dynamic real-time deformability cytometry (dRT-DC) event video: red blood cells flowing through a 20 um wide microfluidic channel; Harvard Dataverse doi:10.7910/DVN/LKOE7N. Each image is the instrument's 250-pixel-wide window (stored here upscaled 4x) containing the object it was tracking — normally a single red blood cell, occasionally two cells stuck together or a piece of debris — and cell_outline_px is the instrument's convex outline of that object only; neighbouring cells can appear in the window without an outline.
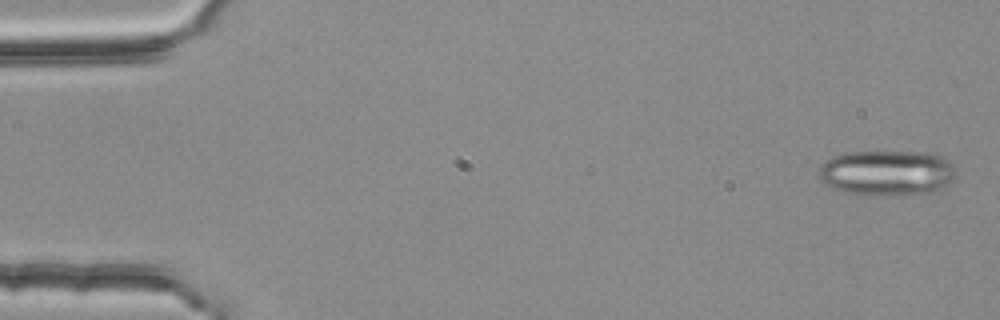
{"species": "common noctule bat (a hibernating species)", "species_latin": "Nyctalus noctula", "temperature_condition": "room temperature", "stored_images_in_passage": 5, "camera_frame_rate_fps": 3000, "um_per_image_px": 0.085, "animal": {"sex": "female", "body_mass_g": 25.1}, "frame": {"image": 1, "passage_image": 1, "time_ms": 0.0, "image_size_px": [1000, 320], "cell_outline_px": [[956, 176], [952, 180], [936, 192], [896, 196], [848, 192], [836, 188], [828, 184], [820, 176], [820, 164], [824, 160], [832, 156], [844, 152], [924, 152], [940, 156], [948, 160], [952, 164], [956, 172]], "centroid_in_image_um": [75.44, 14.68], "position_along_channel_um": 9.6, "area_um2": 36.13}}